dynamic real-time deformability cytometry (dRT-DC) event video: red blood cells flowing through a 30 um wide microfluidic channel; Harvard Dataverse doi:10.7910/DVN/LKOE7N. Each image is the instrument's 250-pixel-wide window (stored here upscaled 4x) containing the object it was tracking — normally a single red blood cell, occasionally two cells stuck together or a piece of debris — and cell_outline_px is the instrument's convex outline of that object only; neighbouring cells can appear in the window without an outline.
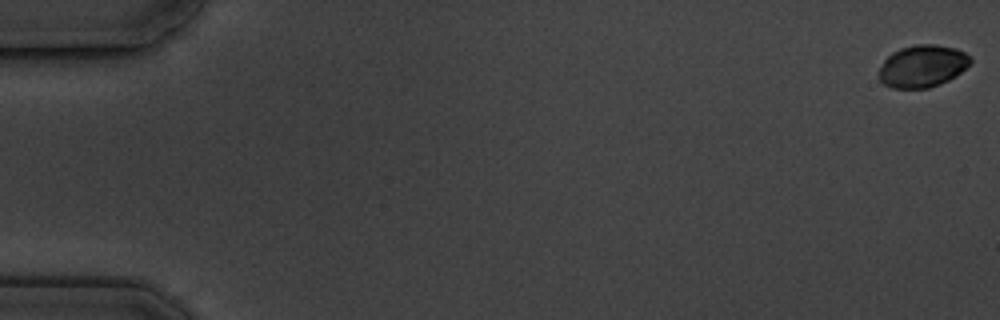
{"species": "common noctule bat (a hibernating species)", "species_latin": "Nyctalus noctula", "temperature_condition": "cold", "stored_images_in_passage": 6, "camera_frame_rate_fps": 3000, "um_per_image_px": 0.085, "animal": {"sex": "male", "body_mass_g": 19.5, "forearm_length_mm": 54.6}, "frame": {"image": 1, "passage_image": 1, "time_ms": 0.0, "image_size_px": [1000, 320], "cell_outline_px": [[972, 60], [956, 76], [940, 84], [928, 88], [892, 88], [884, 84], [880, 80], [880, 68], [884, 60], [892, 52], [900, 48], [916, 44], [936, 44], [956, 48], [972, 56]], "centroid_in_image_um": [78.42, 5.61], "position_along_channel_um": 6.6, "area_um2": 22.48}}
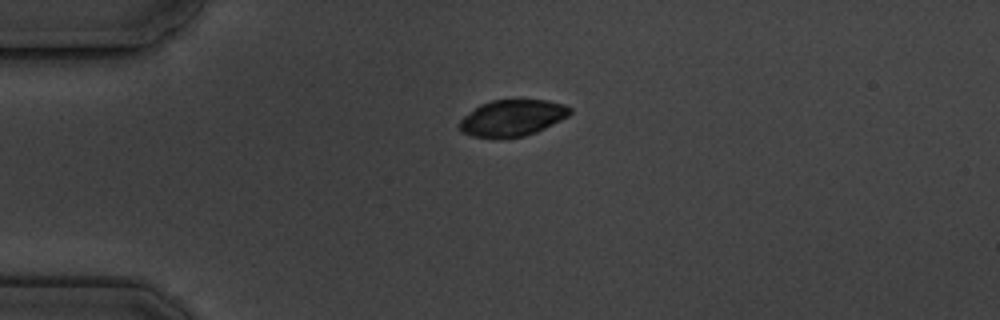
{"frame": {"image": 2, "passage_image": 5, "time_ms": 4.667, "image_size_px": [1000, 320], "cell_outline_px": [[572, 112], [568, 116], [536, 132], [524, 136], [472, 136], [460, 132], [460, 120], [464, 116], [480, 104], [492, 100], [548, 100], [564, 104], [572, 108]], "centroid_in_image_um": [43.57, 9.99], "position_along_channel_um": 41.4, "area_um2": 22.95}}